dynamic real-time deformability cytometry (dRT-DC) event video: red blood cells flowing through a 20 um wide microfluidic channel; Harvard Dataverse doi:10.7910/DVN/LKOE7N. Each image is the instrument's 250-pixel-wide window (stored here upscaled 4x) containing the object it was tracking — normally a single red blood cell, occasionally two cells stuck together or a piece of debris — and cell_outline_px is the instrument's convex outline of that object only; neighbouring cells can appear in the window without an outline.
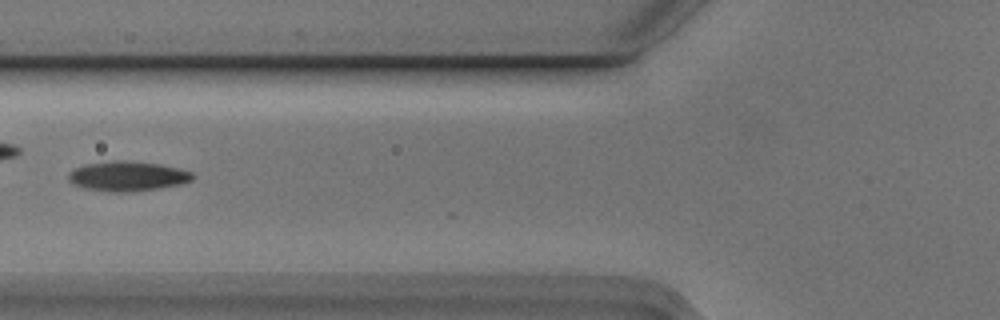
{"species": "Egyptian fruit bat (a non-hibernating species)", "species_latin": "Rousettus aegyptiacus", "temperature_condition": "cold", "stored_images_in_passage": 8, "camera_frame_rate_fps": 3000, "um_per_image_px": 0.085, "animal": {"sex": "male"}, "frame": {"image": 1, "passage_image": 7, "time_ms": 2.0, "image_size_px": [1000, 320], "cell_outline_px": [[196, 176], [192, 180], [184, 184], [160, 188], [132, 192], [104, 192], [80, 188], [72, 184], [68, 180], [68, 172], [84, 164], [116, 160], [124, 160], [160, 164], [192, 172]], "centroid_in_image_um": [10.82, 14.99], "position_along_channel_um": 115.0, "area_um2": 22.02}}
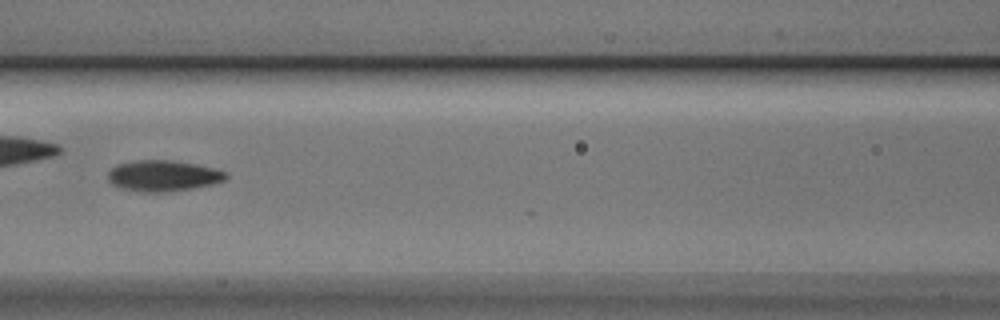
{"frame": {"image": 2, "passage_image": 8, "time_ms": 2.333, "image_size_px": [1000, 320], "cell_outline_px": [[228, 176], [224, 180], [212, 184], [192, 188], [168, 192], [140, 192], [120, 188], [112, 184], [108, 180], [108, 172], [116, 164], [136, 160], [172, 160], [196, 164], [216, 168], [228, 172]], "centroid_in_image_um": [13.87, 14.94], "position_along_channel_um": 152.7, "area_um2": 21.5}}